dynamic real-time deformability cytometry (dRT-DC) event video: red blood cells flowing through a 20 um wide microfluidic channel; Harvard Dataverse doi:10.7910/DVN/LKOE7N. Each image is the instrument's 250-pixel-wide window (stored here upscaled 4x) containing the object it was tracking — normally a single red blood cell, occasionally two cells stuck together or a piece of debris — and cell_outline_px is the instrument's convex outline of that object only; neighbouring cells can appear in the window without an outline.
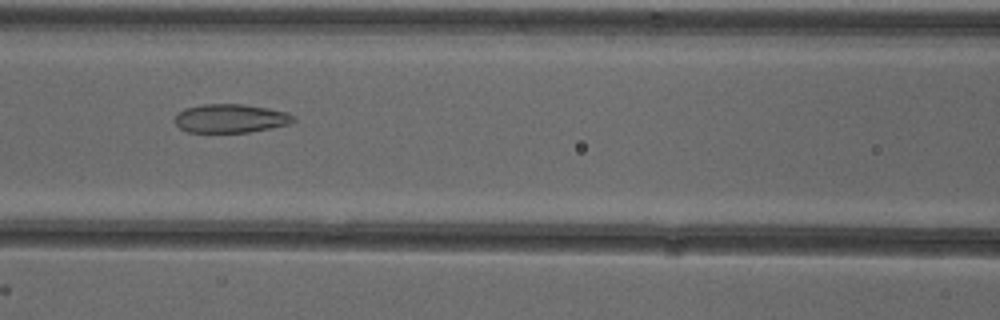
{"species": "common noctule bat (a hibernating species)", "species_latin": "Nyctalus noctula", "temperature_condition": "cold", "stored_images_in_passage": 52, "camera_frame_rate_fps": 3000, "um_per_image_px": 0.085, "animal": {"sex": "female"}, "frame": {"image": 1, "passage_image": 23, "time_ms": 7.333, "image_size_px": [1000, 320], "cell_outline_px": [[296, 120], [288, 124], [248, 132], [188, 132], [180, 128], [172, 120], [176, 112], [184, 108], [204, 104], [244, 104], [268, 108], [288, 112], [296, 116]], "centroid_in_image_um": [19.56, 10.05], "position_along_channel_um": 147.0, "area_um2": 20.0}}
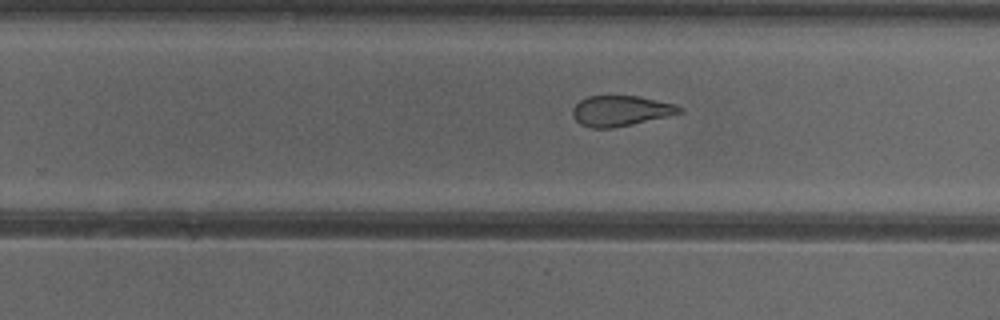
{"frame": {"image": 2, "passage_image": 33, "time_ms": 10.667, "image_size_px": [1000, 320], "cell_outline_px": [[684, 112], [668, 116], [632, 124], [612, 128], [592, 128], [580, 124], [572, 116], [572, 108], [580, 100], [588, 96], [636, 96], [676, 104], [684, 108]], "centroid_in_image_um": [52.76, 9.42], "position_along_channel_um": 277.0, "area_um2": 18.96}}
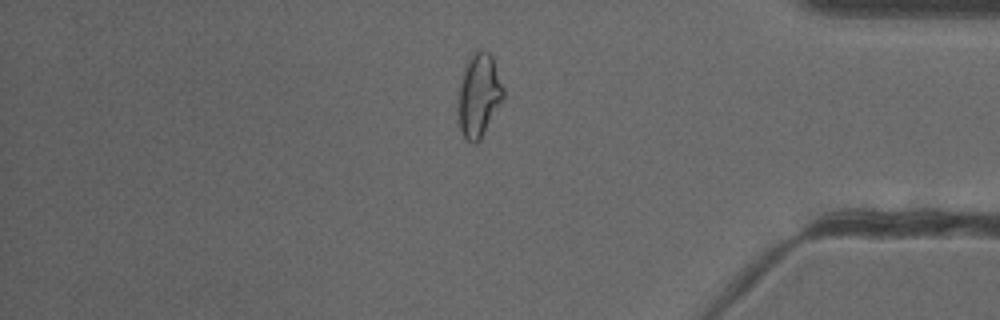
{"frame": {"image": 3, "passage_image": 44, "time_ms": 14.333, "image_size_px": [1000, 320], "cell_outline_px": [[504, 96], [480, 140], [476, 144], [472, 144], [464, 136], [460, 128], [456, 100], [456, 96], [460, 80], [464, 68], [468, 60], [476, 48], [484, 48], [492, 56], [504, 88]], "centroid_in_image_um": [40.67, 8.06], "position_along_channel_um": 394.5, "area_um2": 22.25}, "authors_computed_cell_mechanics": {"area_um2": 23.4379, "velocity_mm_per_s": 3.9075, "shape_relaxation_time_tau1_ms": null, "shape_relaxation_time_tau2_ms": 1.9745, "deformation_change_tau1": null, "deformation_change_tau2": 0.1002}}